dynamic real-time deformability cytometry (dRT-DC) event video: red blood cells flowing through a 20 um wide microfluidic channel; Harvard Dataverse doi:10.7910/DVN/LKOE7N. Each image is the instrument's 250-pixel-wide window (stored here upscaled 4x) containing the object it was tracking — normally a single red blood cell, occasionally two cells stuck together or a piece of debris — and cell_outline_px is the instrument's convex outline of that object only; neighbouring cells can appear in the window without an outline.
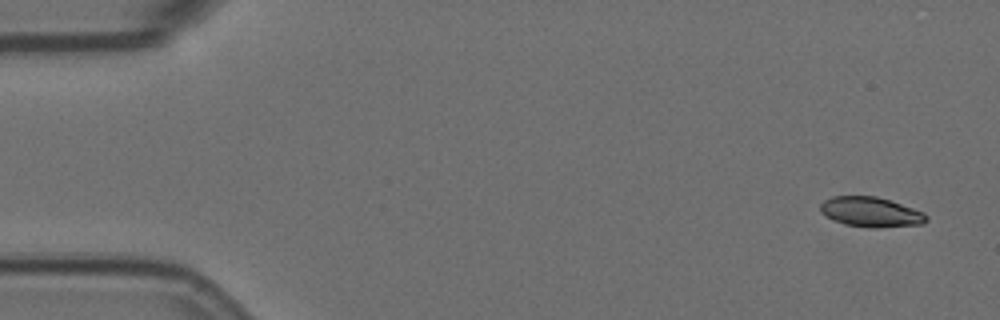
{"species": "Egyptian fruit bat (a non-hibernating species)", "species_latin": "Rousettus aegyptiacus", "temperature_condition": "room temperature", "stored_images_in_passage": 5, "camera_frame_rate_fps": 3000, "um_per_image_px": 0.085, "animal": {"sex": "female"}, "frame": {"image": 1, "passage_image": 1, "time_ms": 0.0, "image_size_px": [1000, 320], "cell_outline_px": [[928, 220], [924, 224], [876, 228], [872, 228], [844, 224], [832, 220], [820, 212], [820, 204], [824, 200], [832, 196], [876, 196], [924, 212], [928, 216]], "centroid_in_image_um": [74.01, 18.03], "position_along_channel_um": 11.0, "area_um2": 18.55}}
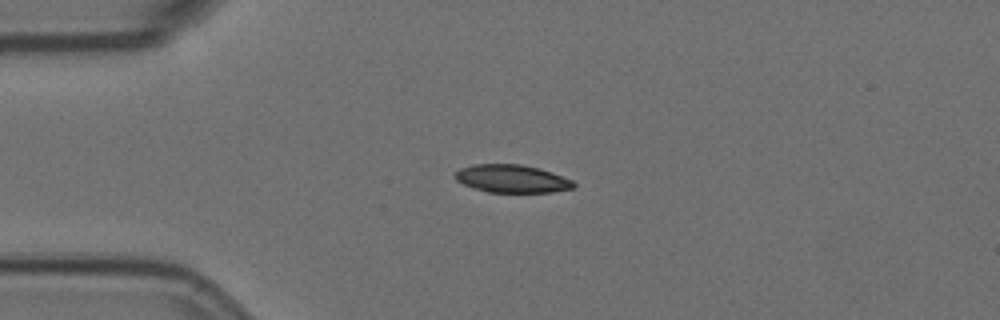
{"frame": {"image": 2, "passage_image": 4, "time_ms": 1.0, "image_size_px": [1000, 320], "cell_outline_px": [[576, 184], [572, 188], [552, 192], [488, 192], [472, 188], [456, 180], [452, 176], [460, 168], [472, 164], [520, 164], [540, 168], [552, 172], [572, 180]], "centroid_in_image_um": [43.48, 15.18], "position_along_channel_um": 41.5, "area_um2": 19.36}}